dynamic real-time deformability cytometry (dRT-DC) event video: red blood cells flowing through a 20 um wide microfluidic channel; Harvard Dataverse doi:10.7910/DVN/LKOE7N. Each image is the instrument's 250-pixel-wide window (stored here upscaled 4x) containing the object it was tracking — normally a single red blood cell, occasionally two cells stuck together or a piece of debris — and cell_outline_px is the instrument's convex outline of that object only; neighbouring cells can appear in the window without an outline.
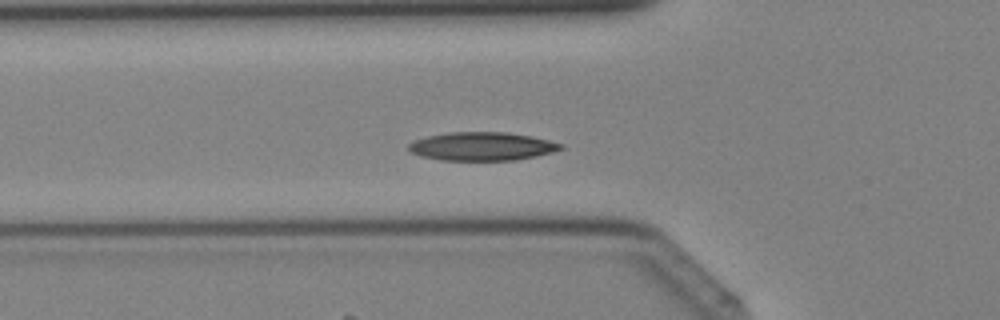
{"species": "Egyptian fruit bat (a non-hibernating species)", "species_latin": "Rousettus aegyptiacus", "temperature_condition": "cold", "stored_images_in_passage": 33, "camera_frame_rate_fps": 3000, "um_per_image_px": 0.085, "animal": {"sex": "female"}, "frame": {"image": 1, "passage_image": 6, "time_ms": 1.667, "image_size_px": [1000, 320], "cell_outline_px": [[564, 148], [552, 152], [536, 156], [516, 160], [440, 160], [420, 156], [408, 152], [408, 144], [416, 140], [428, 136], [452, 132], [504, 132], [532, 136], [564, 144]], "centroid_in_image_um": [40.97, 12.44], "position_along_channel_um": 84.8, "area_um2": 25.2}}
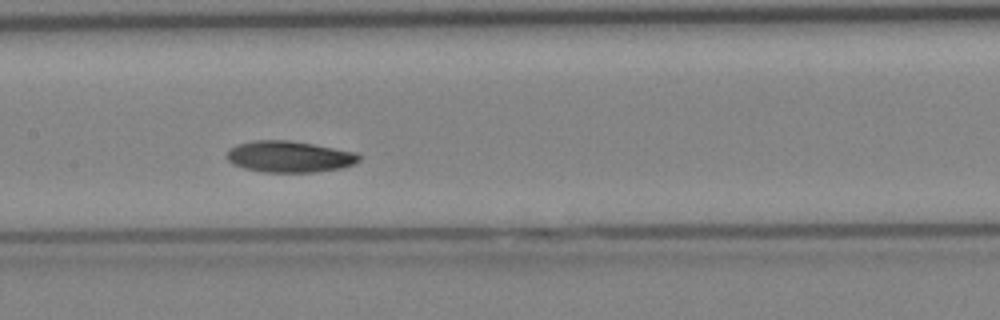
{"frame": {"image": 2, "passage_image": 12, "time_ms": 3.667, "image_size_px": [1000, 320], "cell_outline_px": [[360, 160], [356, 164], [344, 168], [316, 172], [264, 172], [244, 168], [232, 164], [228, 160], [228, 148], [236, 144], [256, 140], [288, 140], [312, 144], [356, 152], [360, 156]], "centroid_in_image_um": [24.61, 13.32], "position_along_channel_um": 182.8, "area_um2": 24.28}}
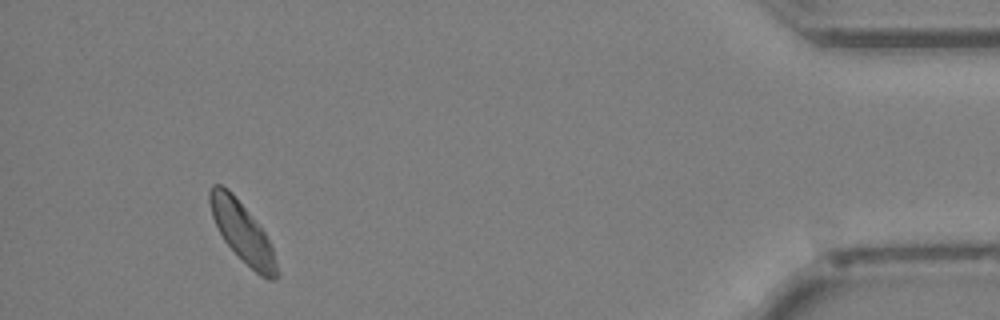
{"frame": {"image": 3, "passage_image": 30, "time_ms": 9.667, "image_size_px": [1000, 320], "cell_outline_px": [[280, 276], [276, 280], [268, 280], [260, 276], [224, 240], [212, 216], [208, 200], [208, 192], [212, 184], [220, 184], [228, 188], [232, 192], [260, 224], [272, 248], [280, 272]], "centroid_in_image_um": [20.62, 19.71], "position_along_channel_um": 414.6, "area_um2": 23.29}}